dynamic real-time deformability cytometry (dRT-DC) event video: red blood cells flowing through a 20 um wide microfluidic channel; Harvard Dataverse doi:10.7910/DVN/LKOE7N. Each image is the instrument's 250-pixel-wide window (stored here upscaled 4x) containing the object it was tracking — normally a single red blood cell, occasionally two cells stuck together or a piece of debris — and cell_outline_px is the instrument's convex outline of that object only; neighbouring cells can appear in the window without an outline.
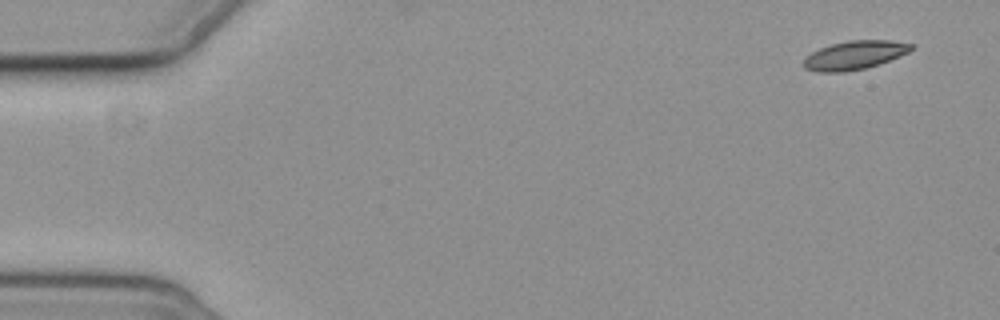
{"species": "common noctule bat (a hibernating species)", "species_latin": "Nyctalus noctula", "temperature_condition": "cold", "stored_images_in_passage": 5, "segment_of_instrument_passage": [2, 2], "camera_frame_rate_fps": 3000, "um_per_image_px": 0.085, "animal": {"sex": "female", "body_mass_g": 19.3, "forearm_length_mm": 54.1}, "frame": {"image": 1, "passage_image": 5, "time_ms": 5.0, "image_size_px": [1000, 320], "cell_outline_px": [[912, 48], [908, 52], [888, 60], [864, 68], [844, 72], [816, 72], [804, 68], [804, 60], [812, 52], [820, 48], [832, 44], [848, 40], [892, 40], [912, 44]], "centroid_in_image_um": [72.61, 4.68], "position_along_channel_um": 12.4, "area_um2": 17.63}}